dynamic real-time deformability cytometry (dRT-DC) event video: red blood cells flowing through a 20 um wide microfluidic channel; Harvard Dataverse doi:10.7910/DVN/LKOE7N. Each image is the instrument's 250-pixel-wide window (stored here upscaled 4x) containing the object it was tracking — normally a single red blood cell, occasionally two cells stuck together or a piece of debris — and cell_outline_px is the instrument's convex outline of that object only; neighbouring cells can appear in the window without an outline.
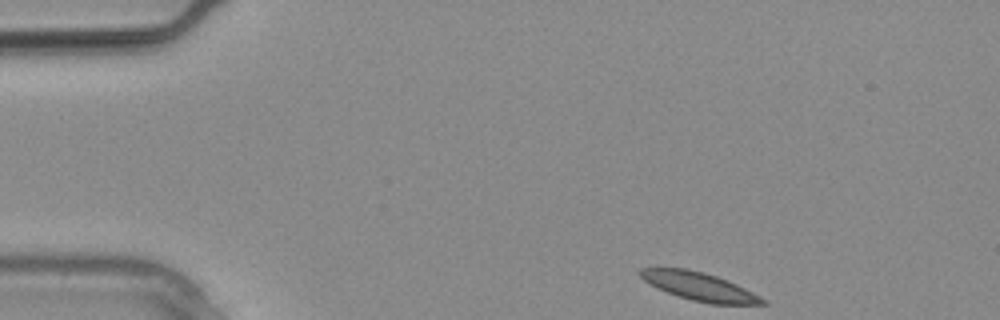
{"species": "common noctule bat (a hibernating species)", "species_latin": "Nyctalus noctula", "temperature_condition": "warm", "stored_images_in_passage": 24, "camera_frame_rate_fps": 3000, "um_per_image_px": 0.085, "animal": {"sex": "male", "body_mass_g": 20.4}, "frame": {"image": 1, "passage_image": 1, "time_ms": 0.0, "image_size_px": [1000, 320], "cell_outline_px": [[768, 304], [712, 304], [692, 300], [668, 292], [644, 280], [636, 272], [640, 268], [688, 268], [704, 272], [728, 280], [760, 296]], "centroid_in_image_um": [59.44, 24.33], "position_along_channel_um": 25.6, "area_um2": 19.77}}